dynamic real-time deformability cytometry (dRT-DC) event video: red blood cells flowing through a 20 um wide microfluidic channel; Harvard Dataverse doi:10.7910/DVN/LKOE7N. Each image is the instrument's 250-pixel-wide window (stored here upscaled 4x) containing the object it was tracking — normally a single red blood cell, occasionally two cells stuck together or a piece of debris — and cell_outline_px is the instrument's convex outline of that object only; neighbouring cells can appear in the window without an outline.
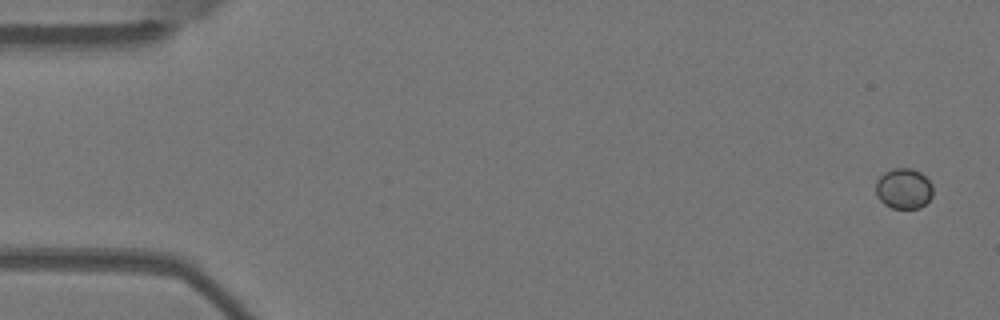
{"species": "Egyptian fruit bat (a non-hibernating species)", "species_latin": "Rousettus aegyptiacus", "temperature_condition": "warm", "stored_images_in_passage": 6, "camera_frame_rate_fps": 3000, "um_per_image_px": 0.085, "animal": {"sex": "female"}, "frame": {"image": 1, "passage_image": 1, "time_ms": 0.0, "image_size_px": [1000, 320], "cell_outline_px": [[932, 196], [920, 208], [892, 208], [884, 204], [880, 200], [876, 192], [876, 180], [884, 172], [892, 168], [912, 168], [920, 172], [932, 184]], "centroid_in_image_um": [76.8, 16.02], "position_along_channel_um": 8.2, "area_um2": 13.47}}
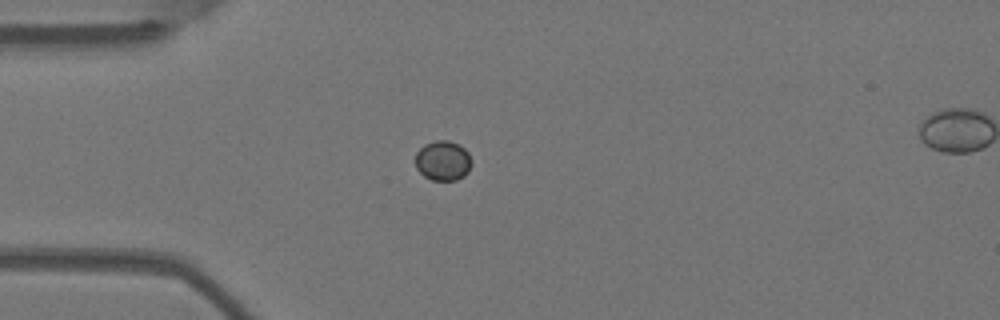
{"frame": {"image": 2, "passage_image": 4, "time_ms": 1.0, "image_size_px": [1000, 320], "cell_outline_px": [[472, 164], [468, 172], [464, 176], [456, 180], [432, 180], [424, 176], [416, 168], [416, 152], [424, 144], [436, 140], [448, 140], [460, 144], [468, 152], [472, 160]], "centroid_in_image_um": [37.67, 13.65], "position_along_channel_um": 47.3, "area_um2": 13.24}}
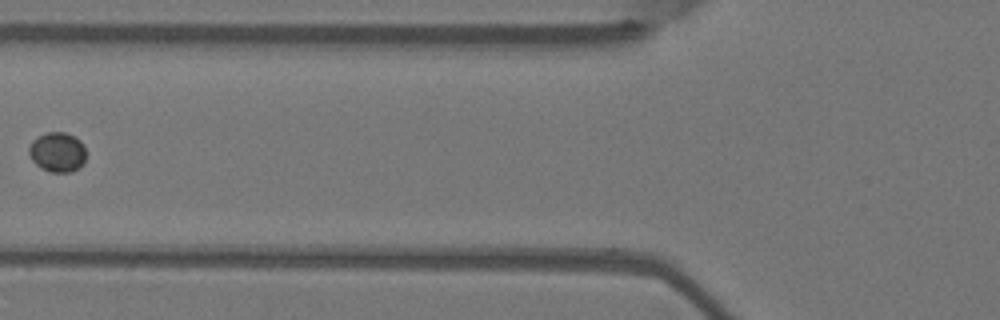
{"frame": {"image": 3, "passage_image": 6, "time_ms": 1.667, "image_size_px": [1000, 320], "cell_outline_px": [[84, 164], [80, 168], [72, 172], [52, 172], [40, 168], [32, 160], [28, 152], [28, 148], [32, 140], [48, 132], [64, 132], [80, 140], [84, 144]], "centroid_in_image_um": [4.88, 12.95], "position_along_channel_um": 120.9, "area_um2": 13.24}}